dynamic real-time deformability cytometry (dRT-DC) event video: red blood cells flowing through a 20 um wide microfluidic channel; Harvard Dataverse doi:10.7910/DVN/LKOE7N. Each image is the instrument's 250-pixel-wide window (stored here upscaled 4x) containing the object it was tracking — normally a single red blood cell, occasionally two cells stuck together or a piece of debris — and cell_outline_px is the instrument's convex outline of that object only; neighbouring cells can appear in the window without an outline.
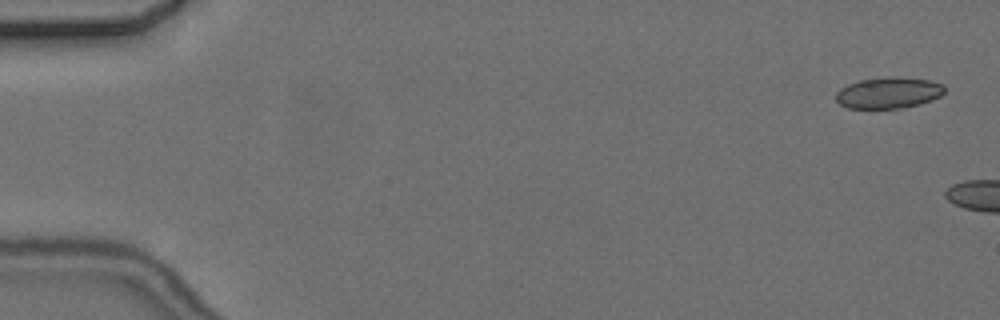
{"species": "common noctule bat (a hibernating species)", "species_latin": "Nyctalus noctula", "temperature_condition": "cold", "stored_images_in_passage": 7, "camera_frame_rate_fps": 3000, "um_per_image_px": 0.085, "animal": {"sex": "female", "body_mass_g": 24.6, "forearm_length_mm": 56.2}, "frame": {"image": 1, "passage_image": 1, "time_ms": 0.0, "image_size_px": [1000, 320], "cell_outline_px": [[944, 92], [940, 96], [932, 100], [920, 104], [904, 108], [848, 108], [840, 104], [836, 100], [836, 92], [840, 88], [848, 84], [860, 80], [888, 76], [896, 76], [928, 80], [944, 84]], "centroid_in_image_um": [75.53, 7.88], "position_along_channel_um": 9.5, "area_um2": 19.88}}
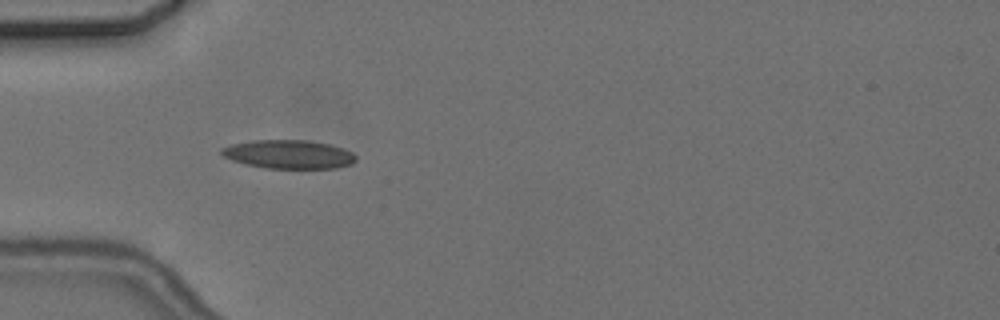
{"frame": {"image": 2, "passage_image": 6, "time_ms": 7.0, "image_size_px": [1000, 320], "cell_outline_px": [[356, 160], [352, 164], [336, 168], [264, 168], [232, 160], [224, 156], [220, 152], [220, 148], [232, 144], [252, 140], [308, 140], [328, 144], [352, 152], [356, 156]], "centroid_in_image_um": [24.53, 13.11], "position_along_channel_um": 60.5, "area_um2": 22.31}}
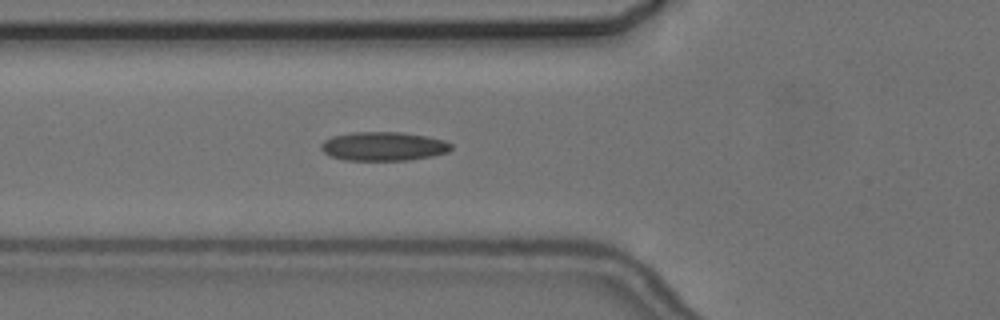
{"frame": {"image": 3, "passage_image": 7, "time_ms": 8.0, "image_size_px": [1000, 320], "cell_outline_px": [[452, 148], [448, 152], [432, 156], [408, 160], [344, 160], [328, 156], [320, 148], [320, 144], [324, 140], [332, 136], [352, 132], [400, 132], [424, 136], [444, 140], [452, 144]], "centroid_in_image_um": [32.56, 12.44], "position_along_channel_um": 93.2, "area_um2": 21.96}}